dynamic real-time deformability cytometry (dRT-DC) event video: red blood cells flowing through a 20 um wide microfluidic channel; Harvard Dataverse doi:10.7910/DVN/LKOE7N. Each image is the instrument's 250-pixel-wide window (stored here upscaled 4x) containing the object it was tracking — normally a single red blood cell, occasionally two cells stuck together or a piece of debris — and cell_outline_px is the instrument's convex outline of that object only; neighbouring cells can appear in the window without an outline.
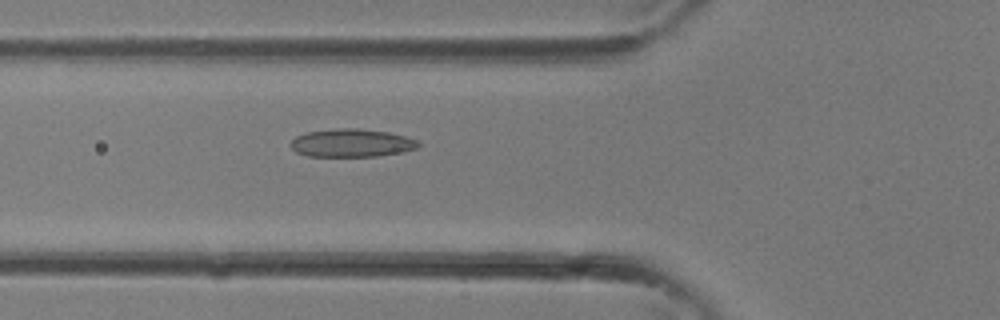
{"species": "common noctule bat (a hibernating species)", "species_latin": "Nyctalus noctula", "temperature_condition": "room temperature", "stored_images_in_passage": 21, "camera_frame_rate_fps": 3000, "um_per_image_px": 0.085, "animal": {"sex": "female"}, "frame": {"image": 1, "passage_image": 12, "time_ms": 3.667, "image_size_px": [1000, 320], "cell_outline_px": [[420, 144], [416, 148], [404, 152], [380, 156], [308, 156], [296, 152], [292, 148], [292, 140], [296, 136], [304, 132], [336, 128], [360, 128], [388, 132], [404, 136], [416, 140]], "centroid_in_image_um": [29.88, 12.15], "position_along_channel_um": 95.9, "area_um2": 20.92}}
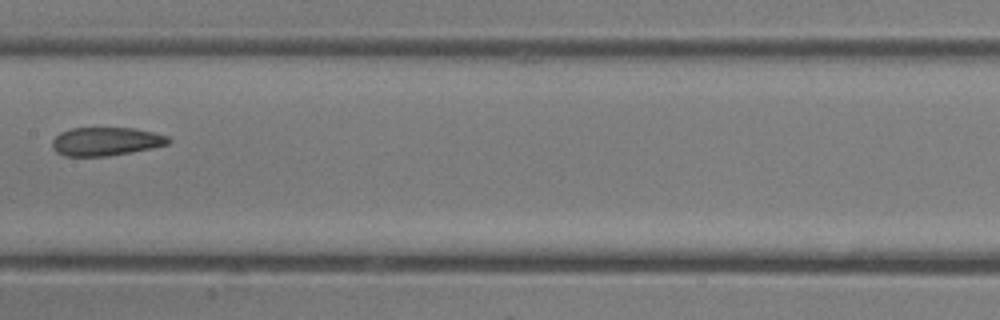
{"frame": {"image": 2, "passage_image": 17, "time_ms": 5.333, "image_size_px": [1000, 320], "cell_outline_px": [[172, 140], [168, 144], [152, 148], [108, 156], [64, 156], [56, 152], [52, 148], [52, 140], [60, 132], [72, 128], [136, 128], [168, 136]], "centroid_in_image_um": [8.99, 12.02], "position_along_channel_um": 198.4, "area_um2": 19.31}}
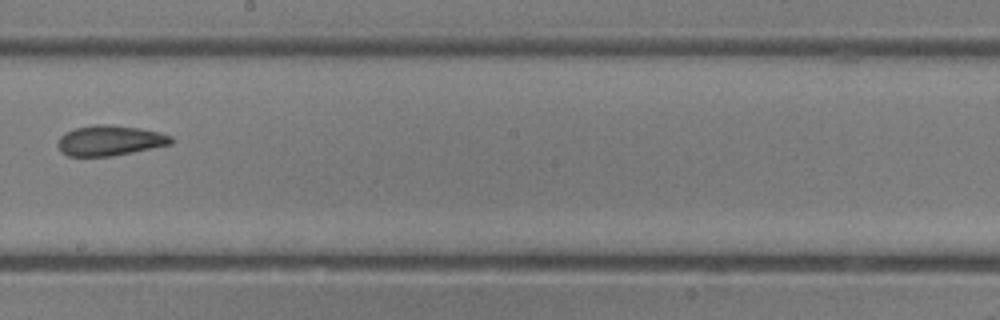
{"frame": {"image": 3, "passage_image": 19, "time_ms": 6.0, "image_size_px": [1000, 320], "cell_outline_px": [[172, 144], [112, 156], [68, 156], [60, 152], [56, 144], [60, 136], [64, 132], [76, 128], [96, 124], [108, 124], [140, 128], [172, 136]], "centroid_in_image_um": [9.28, 11.94], "position_along_channel_um": 238.9, "area_um2": 20.0}}